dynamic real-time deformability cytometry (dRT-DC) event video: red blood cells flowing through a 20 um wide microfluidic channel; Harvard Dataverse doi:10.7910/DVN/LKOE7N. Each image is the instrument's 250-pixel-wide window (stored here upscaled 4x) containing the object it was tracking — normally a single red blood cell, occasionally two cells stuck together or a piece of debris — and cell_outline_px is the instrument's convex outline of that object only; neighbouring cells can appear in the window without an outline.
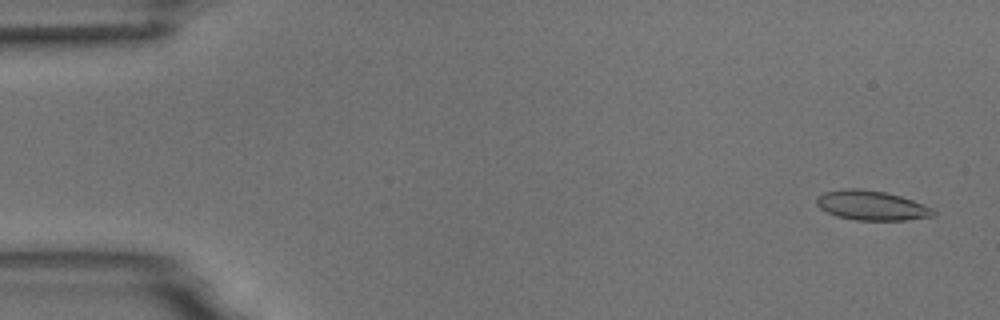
{"species": "common noctule bat (a hibernating species)", "species_latin": "Nyctalus noctula", "temperature_condition": "room temperature", "stored_images_in_passage": 8, "camera_frame_rate_fps": 3000, "um_per_image_px": 0.085, "animal": {"sex": "male", "body_mass_g": 18.8}, "frame": {"image": 1, "passage_image": 1, "time_ms": 0.0, "image_size_px": [1000, 320], "cell_outline_px": [[936, 212], [932, 216], [904, 220], [856, 220], [836, 216], [820, 208], [816, 204], [816, 196], [824, 192], [844, 188], [860, 188], [884, 192], [900, 196], [912, 200], [932, 208]], "centroid_in_image_um": [74.03, 17.45], "position_along_channel_um": 11.0, "area_um2": 20.06}}
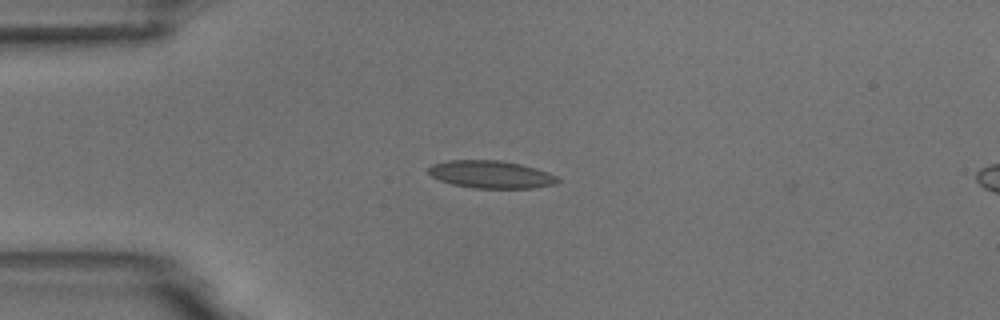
{"frame": {"image": 2, "passage_image": 4, "time_ms": 3.667, "image_size_px": [1000, 320], "cell_outline_px": [[560, 180], [556, 184], [532, 188], [472, 188], [452, 184], [440, 180], [432, 176], [428, 172], [428, 168], [432, 164], [448, 160], [496, 160], [520, 164], [536, 168], [548, 172], [556, 176]], "centroid_in_image_um": [41.73, 14.83], "position_along_channel_um": 43.3, "area_um2": 20.75}}